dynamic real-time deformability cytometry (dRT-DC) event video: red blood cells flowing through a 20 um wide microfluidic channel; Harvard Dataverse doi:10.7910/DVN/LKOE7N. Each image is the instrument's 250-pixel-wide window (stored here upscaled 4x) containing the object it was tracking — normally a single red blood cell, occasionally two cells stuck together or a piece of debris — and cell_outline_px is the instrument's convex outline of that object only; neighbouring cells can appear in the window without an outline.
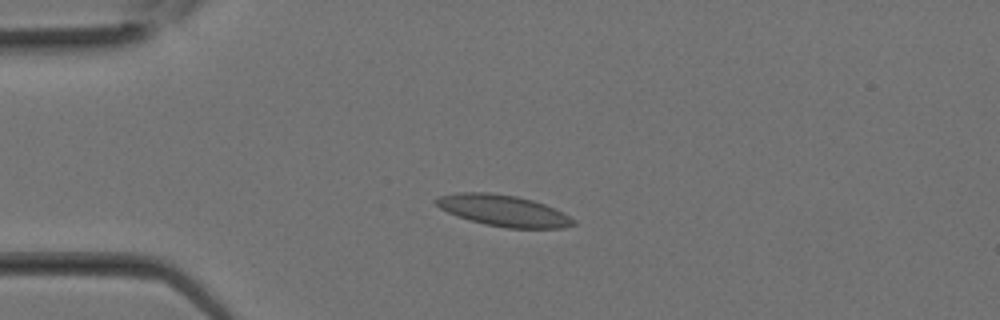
{"species": "Egyptian fruit bat (a non-hibernating species)", "species_latin": "Rousettus aegyptiacus", "temperature_condition": "room temperature", "stored_images_in_passage": 14, "camera_frame_rate_fps": 3000, "um_per_image_px": 0.085, "animal": {"sex": "female"}, "frame": {"image": 1, "passage_image": 7, "time_ms": 2.0, "image_size_px": [1000, 320], "cell_outline_px": [[576, 224], [564, 228], [504, 228], [484, 224], [468, 220], [456, 216], [440, 208], [436, 204], [436, 200], [440, 196], [456, 192], [488, 192], [516, 196], [532, 200], [556, 208], [564, 212], [576, 220]], "centroid_in_image_um": [42.82, 17.91], "position_along_channel_um": 42.2, "area_um2": 25.2}}
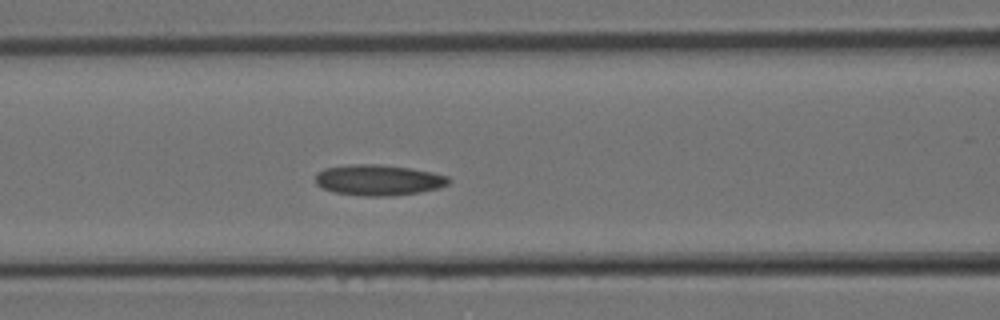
{"frame": {"image": 2, "passage_image": 12, "time_ms": 3.667, "image_size_px": [1000, 320], "cell_outline_px": [[452, 180], [448, 184], [436, 188], [420, 192], [388, 196], [364, 196], [336, 192], [324, 188], [316, 184], [316, 172], [324, 168], [348, 164], [376, 164], [408, 168], [432, 172], [448, 176]], "centroid_in_image_um": [32.15, 15.29], "position_along_channel_um": 134.4, "area_um2": 23.76}}
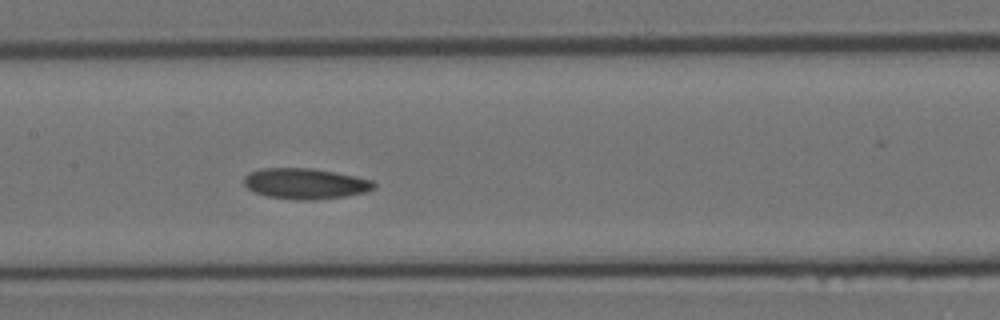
{"frame": {"image": 3, "passage_image": 14, "time_ms": 4.333, "image_size_px": [1000, 320], "cell_outline_px": [[376, 188], [364, 192], [344, 196], [312, 200], [296, 200], [268, 196], [256, 192], [248, 188], [244, 184], [244, 176], [248, 172], [264, 168], [312, 168], [372, 180], [376, 184]], "centroid_in_image_um": [25.92, 15.6], "position_along_channel_um": 181.5, "area_um2": 23.0}}